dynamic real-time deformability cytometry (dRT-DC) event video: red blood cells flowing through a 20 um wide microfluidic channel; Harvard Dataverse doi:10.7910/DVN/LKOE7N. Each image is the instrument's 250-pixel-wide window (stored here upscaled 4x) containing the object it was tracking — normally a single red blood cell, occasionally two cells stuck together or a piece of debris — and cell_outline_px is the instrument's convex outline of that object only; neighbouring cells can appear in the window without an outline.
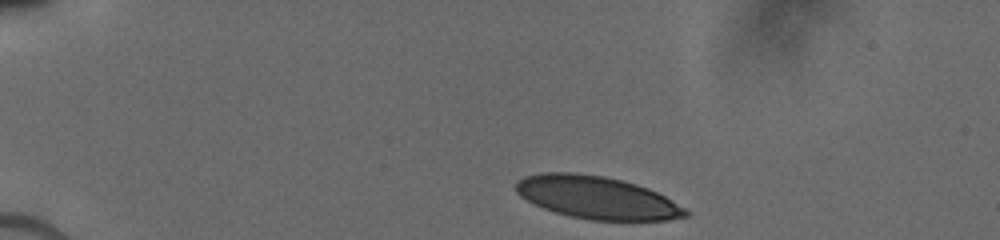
{"species": "human", "species_latin": "Homo sapiens", "temperature_condition": "cold", "stored_images_in_passage": 3, "camera_frame_rate_fps": 3000, "um_per_image_px": 0.085, "donor": {"sex": "male"}, "frame": {"image": 1, "passage_image": 1, "time_ms": 0.0, "image_size_px": [1000, 240], "cell_outline_px": [[692, 212], [688, 216], [668, 220], [592, 220], [568, 216], [544, 208], [520, 196], [516, 192], [516, 180], [524, 176], [544, 172], [572, 172], [604, 176], [636, 184], [648, 188], [664, 196]], "centroid_in_image_um": [50.74, 16.79], "position_along_channel_um": 34.3, "area_um2": 42.02}}